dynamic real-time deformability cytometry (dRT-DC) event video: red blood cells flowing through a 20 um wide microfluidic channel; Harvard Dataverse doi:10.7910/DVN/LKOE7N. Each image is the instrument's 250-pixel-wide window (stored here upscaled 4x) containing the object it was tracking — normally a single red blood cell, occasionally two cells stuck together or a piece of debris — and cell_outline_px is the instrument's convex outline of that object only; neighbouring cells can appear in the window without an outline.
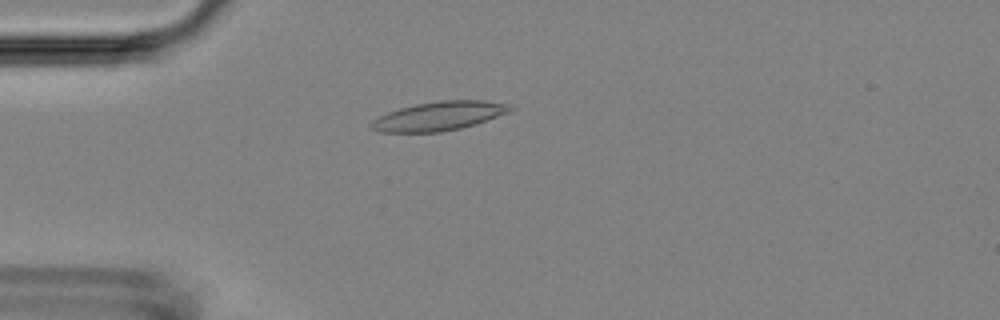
{"species": "Egyptian fruit bat (a non-hibernating species)", "species_latin": "Rousettus aegyptiacus", "temperature_condition": "room temperature", "stored_images_in_passage": 4, "camera_frame_rate_fps": 3000, "um_per_image_px": 0.085, "animal": {"sex": "female"}, "frame": {"image": 1, "passage_image": 4, "time_ms": 3.333, "image_size_px": [1000, 320], "cell_outline_px": [[516, 108], [508, 112], [476, 124], [460, 128], [440, 132], [380, 132], [372, 128], [368, 124], [372, 120], [388, 112], [400, 108], [416, 104], [440, 100], [484, 100], [512, 104]], "centroid_in_image_um": [37.34, 9.85], "position_along_channel_um": 47.7, "area_um2": 23.47}}